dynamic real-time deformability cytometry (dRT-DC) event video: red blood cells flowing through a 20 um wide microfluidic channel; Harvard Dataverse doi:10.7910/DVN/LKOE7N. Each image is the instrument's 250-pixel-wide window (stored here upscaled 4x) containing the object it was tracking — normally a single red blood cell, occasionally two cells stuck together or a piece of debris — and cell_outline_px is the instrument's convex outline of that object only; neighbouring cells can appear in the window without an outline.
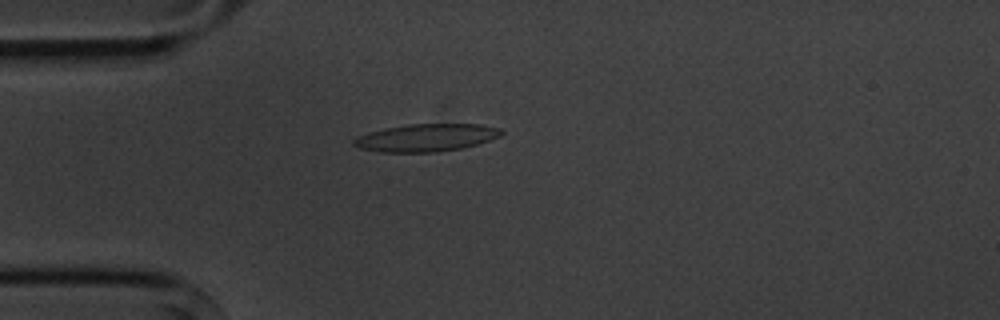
{"species": "common noctule bat (a hibernating species)", "species_latin": "Nyctalus noctula", "temperature_condition": "cold", "stored_images_in_passage": 1, "camera_frame_rate_fps": 3000, "um_per_image_px": 0.085, "animal": {"sex": "male", "body_mass_g": 20.1, "forearm_length_mm": 53.5}, "frame": {"image": 1, "passage_image": 1, "time_ms": 0.0, "image_size_px": [1000, 320], "cell_outline_px": [[504, 132], [500, 136], [464, 148], [436, 152], [380, 152], [360, 148], [352, 144], [352, 140], [356, 136], [368, 132], [384, 128], [408, 124], [480, 124], [500, 128]], "centroid_in_image_um": [36.2, 11.7], "position_along_channel_um": 48.8, "area_um2": 23.81}}